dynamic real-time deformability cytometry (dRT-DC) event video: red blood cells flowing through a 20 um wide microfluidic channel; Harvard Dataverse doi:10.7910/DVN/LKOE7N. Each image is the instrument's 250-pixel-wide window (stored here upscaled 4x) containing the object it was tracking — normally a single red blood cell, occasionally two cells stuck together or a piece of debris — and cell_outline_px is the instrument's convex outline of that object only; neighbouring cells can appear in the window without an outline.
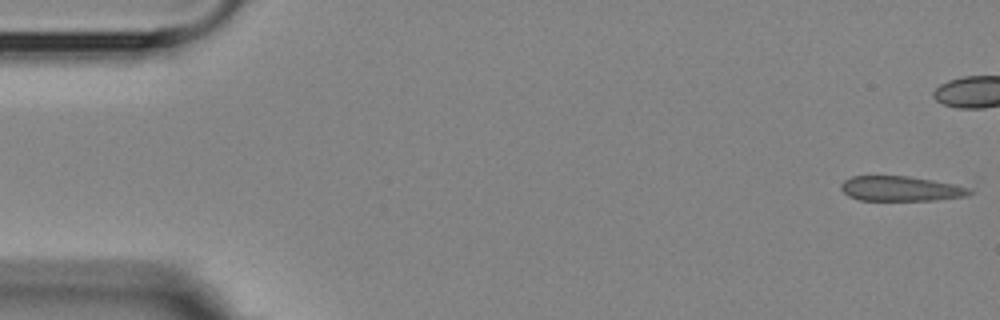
{"species": "Egyptian fruit bat (a non-hibernating species)", "species_latin": "Rousettus aegyptiacus", "temperature_condition": "room temperature", "stored_images_in_passage": 6, "camera_frame_rate_fps": 3000, "um_per_image_px": 0.085, "animal": {"sex": "female"}, "frame": {"image": 1, "passage_image": 1, "time_ms": 0.0, "image_size_px": [1000, 320], "cell_outline_px": [[972, 192], [968, 196], [936, 200], [860, 200], [848, 196], [840, 188], [840, 184], [844, 180], [852, 176], [908, 176], [956, 184], [972, 188]], "centroid_in_image_um": [76.59, 16.03], "position_along_channel_um": 8.4, "area_um2": 18.79}}